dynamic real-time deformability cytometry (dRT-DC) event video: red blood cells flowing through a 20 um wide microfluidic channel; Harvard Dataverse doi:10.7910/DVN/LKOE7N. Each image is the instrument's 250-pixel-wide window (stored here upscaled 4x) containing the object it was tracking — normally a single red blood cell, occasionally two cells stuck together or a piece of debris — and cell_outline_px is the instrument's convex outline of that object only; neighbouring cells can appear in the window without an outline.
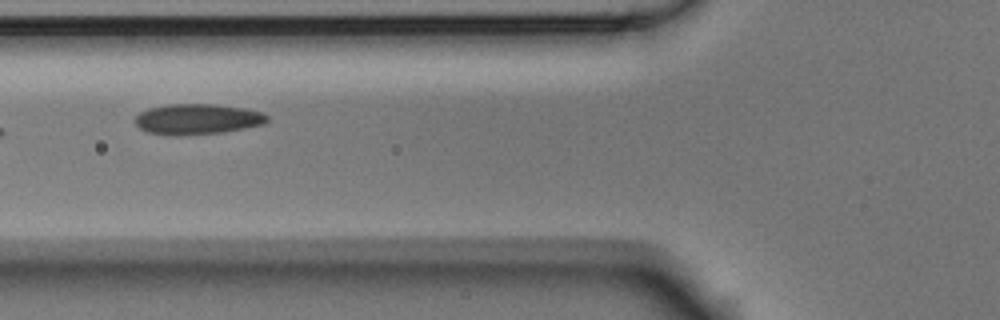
{"species": "Egyptian fruit bat (a non-hibernating species)", "species_latin": "Rousettus aegyptiacus", "temperature_condition": "room temperature", "stored_images_in_passage": 7, "camera_frame_rate_fps": 3000, "um_per_image_px": 0.085, "animal": {"sex": "male"}, "frame": {"image": 1, "passage_image": 5, "time_ms": 1.333, "image_size_px": [1000, 320], "cell_outline_px": [[268, 120], [264, 124], [244, 128], [220, 132], [176, 136], [168, 136], [148, 132], [140, 128], [132, 120], [140, 112], [148, 108], [168, 104], [216, 104], [244, 108], [264, 112], [268, 116]], "centroid_in_image_um": [16.75, 10.12], "position_along_channel_um": 109.1, "area_um2": 23.7}}
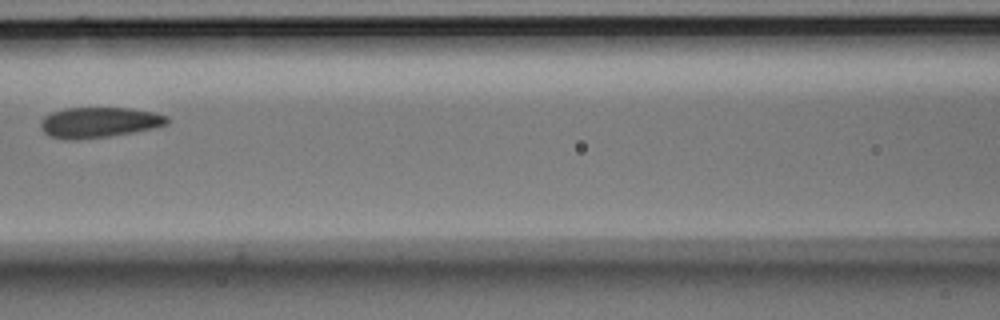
{"frame": {"image": 2, "passage_image": 6, "time_ms": 1.667, "image_size_px": [1000, 320], "cell_outline_px": [[168, 124], [152, 128], [132, 132], [108, 136], [76, 140], [64, 140], [48, 136], [40, 128], [40, 120], [44, 116], [52, 112], [64, 108], [128, 108], [152, 112], [168, 116]], "centroid_in_image_um": [8.35, 10.41], "position_along_channel_um": 158.3, "area_um2": 22.48}}
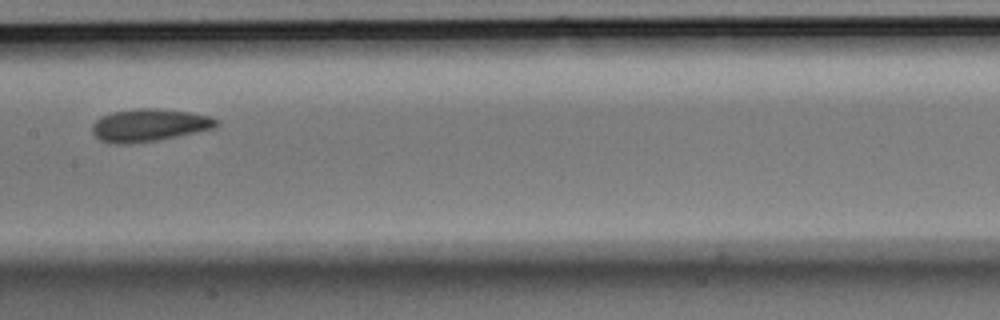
{"frame": {"image": 3, "passage_image": 7, "time_ms": 2.0, "image_size_px": [1000, 320], "cell_outline_px": [[216, 124], [212, 128], [156, 140], [128, 144], [116, 144], [100, 140], [92, 132], [92, 124], [100, 116], [112, 112], [136, 108], [156, 108], [188, 112], [208, 116], [216, 120]], "centroid_in_image_um": [12.58, 10.63], "position_along_channel_um": 194.8, "area_um2": 23.12}}